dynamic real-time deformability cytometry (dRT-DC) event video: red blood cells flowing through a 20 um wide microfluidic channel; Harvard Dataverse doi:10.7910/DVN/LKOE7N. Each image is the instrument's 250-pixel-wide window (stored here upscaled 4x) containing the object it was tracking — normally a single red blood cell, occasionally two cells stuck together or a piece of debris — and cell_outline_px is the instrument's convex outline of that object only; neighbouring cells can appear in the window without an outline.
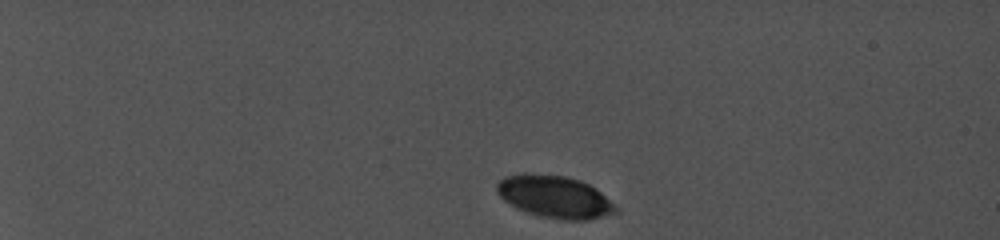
{"species": "common noctule bat (a hibernating species)", "species_latin": "Nyctalus noctula", "temperature_condition": "cold", "stored_images_in_passage": 5, "camera_frame_rate_fps": 5000, "um_per_image_px": 0.085, "animal": {"sex": "female", "body_mass_g": 19.0, "forearm_length_mm": 56.7}, "frame": {"image": 1, "passage_image": 1, "time_ms": 0.0, "image_size_px": [1000, 240], "cell_outline_px": [[620, 212], [588, 220], [560, 220], [536, 216], [524, 212], [516, 208], [504, 200], [496, 192], [496, 184], [504, 176], [524, 172], [564, 176], [580, 180], [596, 188], [620, 208]], "centroid_in_image_um": [47.15, 16.74], "position_along_channel_um": 37.8, "area_um2": 29.94}}